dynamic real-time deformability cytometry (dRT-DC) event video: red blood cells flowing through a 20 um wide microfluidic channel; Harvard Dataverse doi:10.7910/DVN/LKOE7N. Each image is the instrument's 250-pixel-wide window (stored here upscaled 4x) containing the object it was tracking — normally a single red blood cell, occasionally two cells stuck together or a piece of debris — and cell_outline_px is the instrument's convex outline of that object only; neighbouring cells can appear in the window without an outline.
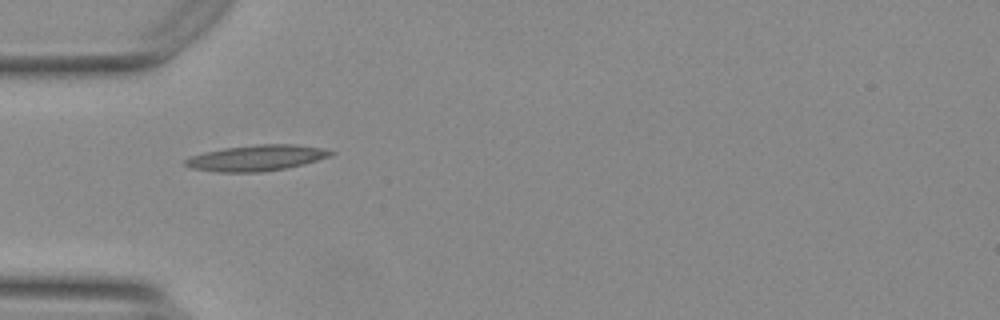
{"species": "Egyptian fruit bat (a non-hibernating species)", "species_latin": "Rousettus aegyptiacus", "temperature_condition": "warm", "stored_images_in_passage": 39, "camera_frame_rate_fps": 3000, "um_per_image_px": 0.085, "animal": {"sex": "female"}, "frame": {"image": 1, "passage_image": 1, "time_ms": 0.0, "image_size_px": [1000, 320], "cell_outline_px": [[336, 152], [332, 156], [304, 164], [284, 168], [260, 172], [216, 172], [192, 168], [184, 164], [184, 160], [192, 156], [204, 152], [224, 148], [256, 144], [296, 144], [320, 148]], "centroid_in_image_um": [21.81, 13.42], "position_along_channel_um": 63.2, "area_um2": 21.85}}
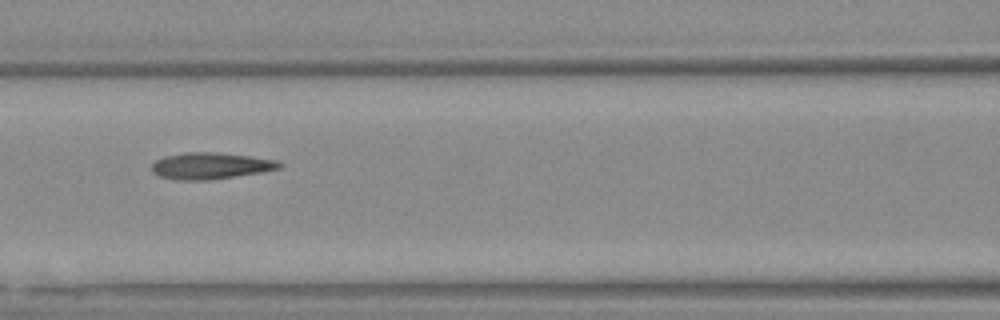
{"frame": {"image": 2, "passage_image": 8, "time_ms": 2.333, "image_size_px": [1000, 320], "cell_outline_px": [[284, 164], [280, 168], [260, 172], [208, 180], [176, 180], [160, 176], [152, 172], [152, 164], [156, 160], [164, 156], [184, 152], [216, 152], [252, 156], [276, 160]], "centroid_in_image_um": [17.89, 14.08], "position_along_channel_um": 148.7, "area_um2": 19.71}}
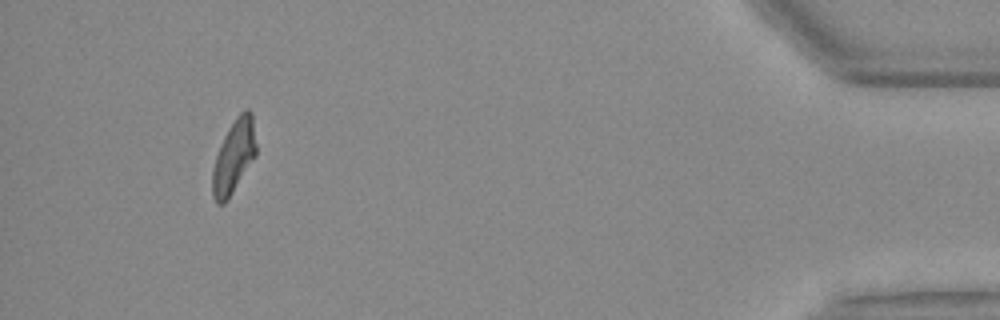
{"frame": {"image": 3, "passage_image": 35, "time_ms": 11.333, "image_size_px": [1000, 320], "cell_outline_px": [[256, 156], [228, 200], [224, 204], [216, 204], [212, 196], [212, 172], [216, 156], [224, 136], [228, 128], [236, 116], [244, 108], [248, 108], [252, 112], [256, 144]], "centroid_in_image_um": [19.88, 13.31], "position_along_channel_um": 415.3, "area_um2": 18.9}, "authors_computed_cell_mechanics": {"area_um2": 19.1318, "velocity_mm_per_s": 3.7167, "shape_relaxation_time_tau1_ms": null, "shape_relaxation_time_tau2_ms": 4.5482, "deformation_change_tau1": null, "deformation_change_tau2": 0.1058}}